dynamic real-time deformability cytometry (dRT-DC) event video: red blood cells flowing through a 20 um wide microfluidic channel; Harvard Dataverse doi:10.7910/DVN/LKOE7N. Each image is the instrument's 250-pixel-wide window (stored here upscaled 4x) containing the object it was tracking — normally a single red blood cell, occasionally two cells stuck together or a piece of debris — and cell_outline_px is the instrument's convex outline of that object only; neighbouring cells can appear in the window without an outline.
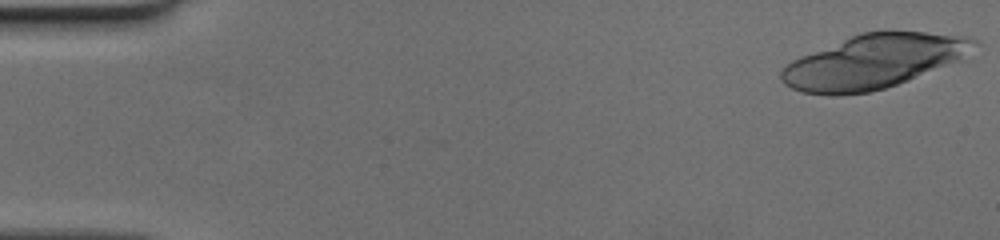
{"species": "human", "species_latin": "Homo sapiens", "temperature_condition": "cold", "stored_images_in_passage": 31, "camera_frame_rate_fps": 3000, "um_per_image_px": 0.085, "donor": {"sex": "female"}, "frame": {"image": 1, "passage_image": 1, "time_ms": 0.0, "image_size_px": [1000, 240], "cell_outline_px": [[980, 44], [956, 60], [908, 80], [884, 88], [868, 92], [836, 96], [832, 96], [800, 92], [784, 84], [780, 80], [780, 72], [792, 60], [800, 56], [852, 36], [864, 32], [924, 32], [964, 36], [976, 40]], "centroid_in_image_um": [74.18, 5.25], "position_along_channel_um": 10.8, "area_um2": 59.53}}
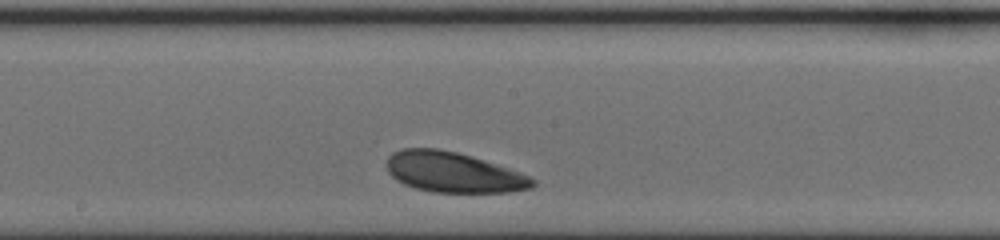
{"frame": {"image": 2, "passage_image": 19, "time_ms": 6.0, "image_size_px": [1000, 240], "cell_outline_px": [[536, 184], [532, 188], [508, 192], [432, 192], [416, 188], [404, 184], [396, 180], [388, 172], [388, 156], [392, 152], [400, 148], [436, 148], [456, 152], [528, 176], [536, 180]], "centroid_in_image_um": [38.47, 14.65], "position_along_channel_um": 209.7, "area_um2": 33.64}}
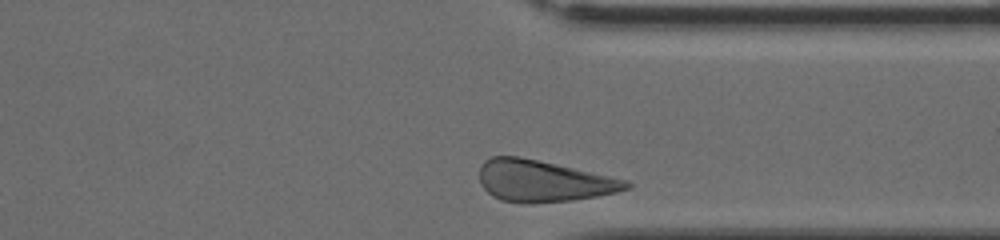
{"frame": {"image": 3, "passage_image": 31, "time_ms": 10.0, "image_size_px": [1000, 240], "cell_outline_px": [[632, 184], [628, 188], [616, 192], [596, 196], [572, 200], [532, 204], [520, 204], [500, 200], [492, 196], [480, 184], [480, 164], [484, 160], [492, 156], [520, 156], [628, 180]], "centroid_in_image_um": [46.13, 15.39], "position_along_channel_um": 365.3, "area_um2": 35.66}}